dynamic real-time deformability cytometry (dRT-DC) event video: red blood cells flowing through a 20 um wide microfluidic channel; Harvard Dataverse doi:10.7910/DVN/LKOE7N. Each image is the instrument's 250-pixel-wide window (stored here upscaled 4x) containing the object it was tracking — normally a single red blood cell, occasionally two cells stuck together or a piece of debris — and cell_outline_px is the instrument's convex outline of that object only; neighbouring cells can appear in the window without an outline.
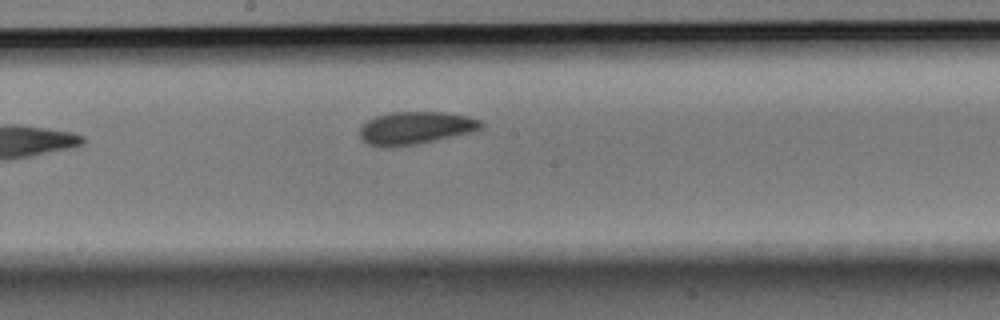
{"species": "Egyptian fruit bat (a non-hibernating species)", "species_latin": "Rousettus aegyptiacus", "temperature_condition": "room temperature", "stored_images_in_passage": 6, "camera_frame_rate_fps": 3000, "um_per_image_px": 0.085, "animal": {"sex": "male"}, "frame": {"image": 1, "passage_image": 6, "time_ms": 1.667, "image_size_px": [1000, 320], "cell_outline_px": [[484, 124], [480, 128], [472, 132], [420, 144], [392, 148], [380, 148], [368, 144], [360, 136], [360, 128], [368, 120], [376, 116], [388, 112], [444, 112], [468, 116], [480, 120]], "centroid_in_image_um": [35.3, 10.89], "position_along_channel_um": 212.9, "area_um2": 23.41}}